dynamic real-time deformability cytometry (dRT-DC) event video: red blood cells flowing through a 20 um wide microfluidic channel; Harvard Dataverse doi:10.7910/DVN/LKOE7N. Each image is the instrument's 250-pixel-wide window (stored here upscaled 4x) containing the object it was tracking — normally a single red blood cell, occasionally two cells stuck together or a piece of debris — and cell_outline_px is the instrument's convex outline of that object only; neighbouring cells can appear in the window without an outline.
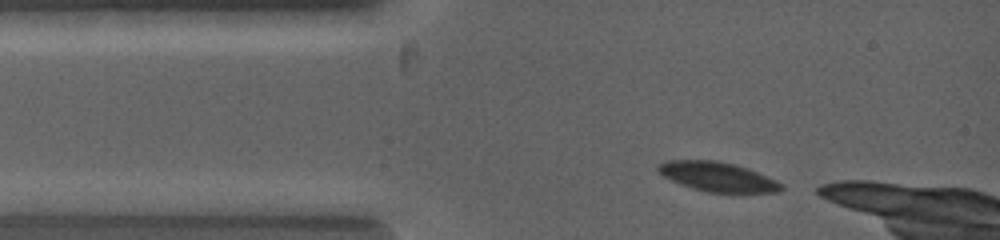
{"species": "common noctule bat (a hibernating species)", "species_latin": "Nyctalus noctula", "temperature_condition": "warm", "stored_images_in_passage": 7, "camera_frame_rate_fps": 5000, "um_per_image_px": 0.085, "animal": {"sex": "female", "body_mass_g": 19.0, "forearm_length_mm": 53.3}, "frame": {"image": 1, "passage_image": 1, "time_ms": 0.0, "image_size_px": [1000, 240], "cell_outline_px": [[784, 188], [776, 192], [708, 192], [692, 188], [680, 184], [664, 176], [656, 168], [656, 164], [668, 160], [716, 160], [736, 164], [776, 180], [784, 184]], "centroid_in_image_um": [60.98, 15.01], "position_along_channel_um": 24.0, "area_um2": 20.98}}
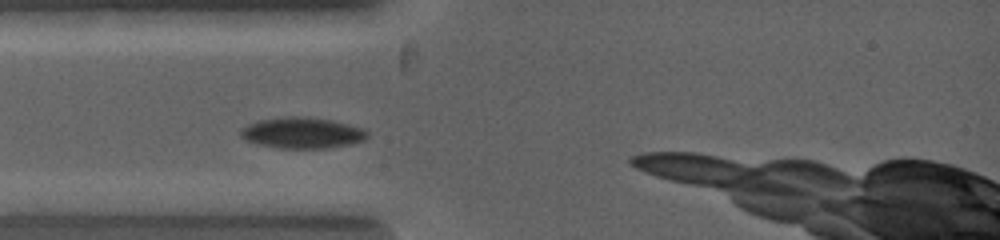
{"frame": {"image": 2, "passage_image": 4, "time_ms": 1.0, "image_size_px": [1000, 240], "cell_outline_px": [[368, 136], [364, 140], [352, 144], [328, 148], [280, 148], [260, 144], [248, 140], [240, 136], [240, 128], [256, 120], [288, 116], [308, 116], [332, 120], [364, 128], [368, 132]], "centroid_in_image_um": [25.71, 11.28], "position_along_channel_um": 59.3, "area_um2": 23.06}}
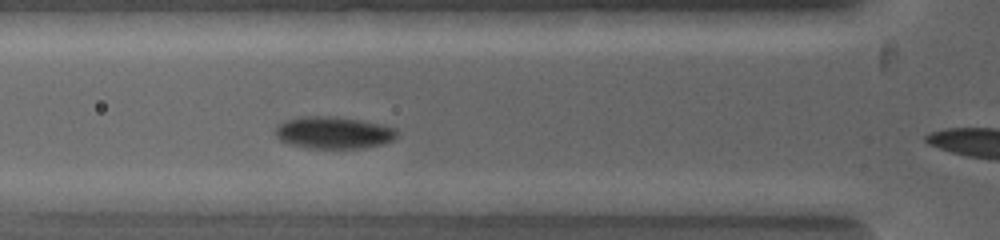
{"frame": {"image": 3, "passage_image": 6, "time_ms": 1.6, "image_size_px": [1000, 240], "cell_outline_px": [[400, 132], [392, 140], [380, 144], [360, 148], [308, 148], [292, 144], [280, 140], [272, 132], [276, 124], [280, 120], [300, 116], [332, 116], [360, 120], [380, 124], [396, 128]], "centroid_in_image_um": [28.27, 11.25], "position_along_channel_um": 97.5, "area_um2": 23.0}}